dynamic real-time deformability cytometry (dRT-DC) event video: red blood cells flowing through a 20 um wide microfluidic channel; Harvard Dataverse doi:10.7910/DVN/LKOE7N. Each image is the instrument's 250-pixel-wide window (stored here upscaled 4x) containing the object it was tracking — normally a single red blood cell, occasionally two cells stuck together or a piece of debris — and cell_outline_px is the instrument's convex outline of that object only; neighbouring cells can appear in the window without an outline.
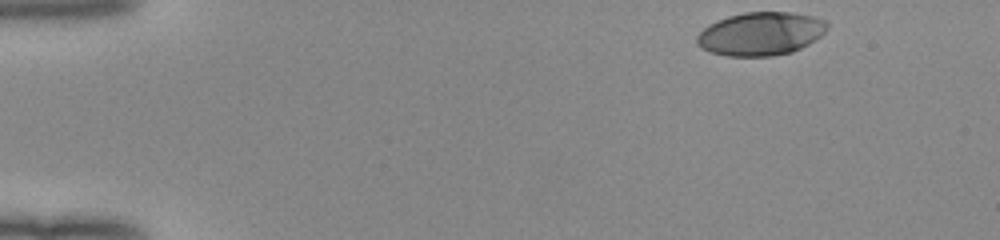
{"species": "human", "species_latin": "Homo sapiens", "temperature_condition": "room temperature", "stored_images_in_passage": 46, "camera_frame_rate_fps": 3000, "um_per_image_px": 0.085, "donor": {"sex": "female"}, "frame": {"image": 1, "passage_image": 1, "time_ms": 0.0, "image_size_px": [1000, 240], "cell_outline_px": [[828, 28], [816, 40], [792, 52], [772, 56], [728, 56], [712, 52], [700, 48], [696, 44], [696, 36], [708, 24], [716, 20], [728, 16], [744, 12], [792, 12], [816, 16], [824, 20], [828, 24]], "centroid_in_image_um": [64.66, 2.86], "position_along_channel_um": 20.3, "area_um2": 33.12}}
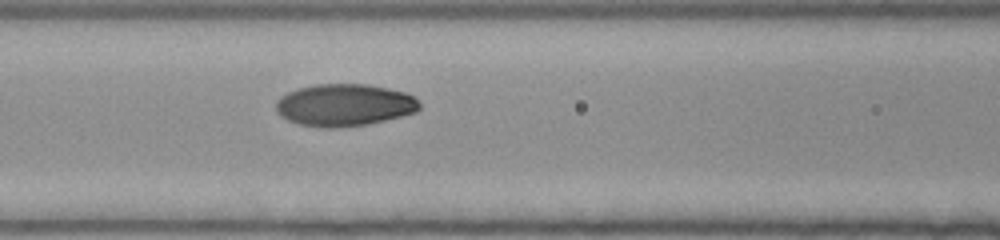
{"frame": {"image": 2, "passage_image": 18, "time_ms": 5.667, "image_size_px": [1000, 240], "cell_outline_px": [[420, 108], [416, 112], [368, 124], [332, 128], [324, 128], [300, 124], [288, 120], [280, 116], [276, 112], [276, 100], [280, 96], [288, 92], [300, 88], [316, 84], [368, 84], [388, 88], [404, 92], [412, 96], [420, 104]], "centroid_in_image_um": [29.24, 8.93], "position_along_channel_um": 137.4, "area_um2": 35.2}}
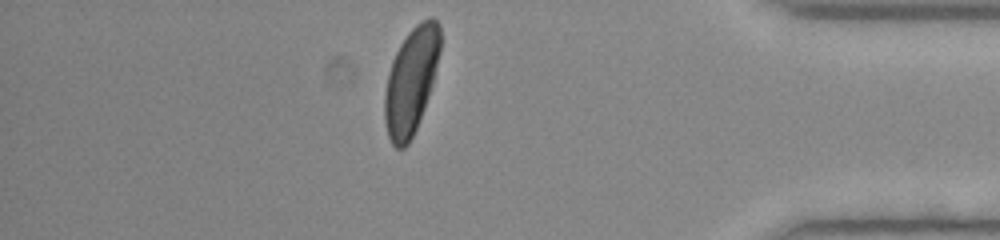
{"frame": {"image": 3, "passage_image": 40, "time_ms": 13.0, "image_size_px": [1000, 240], "cell_outline_px": [[440, 52], [432, 84], [424, 108], [416, 128], [408, 144], [404, 148], [396, 148], [392, 144], [388, 136], [384, 120], [384, 92], [388, 72], [392, 60], [400, 44], [408, 32], [416, 24], [428, 16], [432, 16], [440, 24]], "centroid_in_image_um": [34.93, 6.85], "position_along_channel_um": 400.3, "area_um2": 34.45}, "authors_computed_cell_mechanics": {"area_um2": 34.5355, "velocity_mm_per_s": 4.0075, "shape_relaxation_time_tau1_ms": 2.7152, "shape_relaxation_time_tau2_ms": null, "deformation_change_tau1": 0.1501, "deformation_change_tau2": null}}